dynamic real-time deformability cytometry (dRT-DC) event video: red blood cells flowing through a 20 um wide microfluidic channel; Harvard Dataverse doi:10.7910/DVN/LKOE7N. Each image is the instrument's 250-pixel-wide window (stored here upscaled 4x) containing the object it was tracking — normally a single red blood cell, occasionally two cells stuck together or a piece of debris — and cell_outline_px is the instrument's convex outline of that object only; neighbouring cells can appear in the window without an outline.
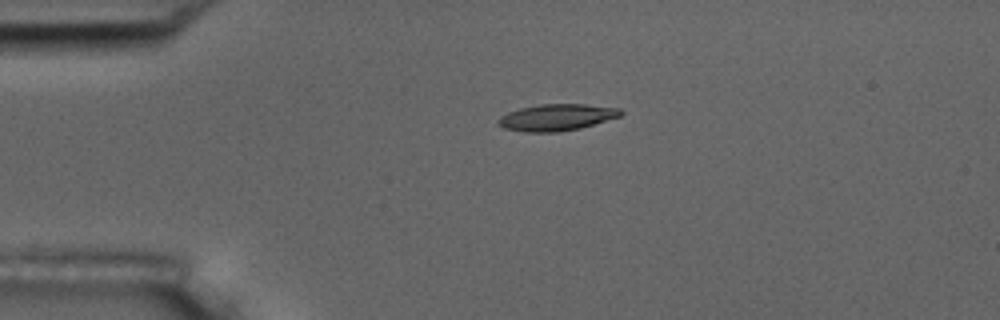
{"species": "common noctule bat (a hibernating species)", "species_latin": "Nyctalus noctula", "temperature_condition": "room temperature", "stored_images_in_passage": 2, "camera_frame_rate_fps": 3000, "um_per_image_px": 0.085, "animal": {"sex": "male", "body_mass_g": 17.5, "forearm_length_mm": 52.3}, "frame": {"image": 1, "passage_image": 1, "time_ms": 0.0, "image_size_px": [1000, 320], "cell_outline_px": [[624, 112], [620, 116], [580, 128], [560, 132], [524, 132], [504, 128], [496, 124], [496, 120], [500, 116], [508, 112], [520, 108], [540, 104], [584, 104], [620, 108]], "centroid_in_image_um": [47.28, 9.98], "position_along_channel_um": 37.7, "area_um2": 19.07}}